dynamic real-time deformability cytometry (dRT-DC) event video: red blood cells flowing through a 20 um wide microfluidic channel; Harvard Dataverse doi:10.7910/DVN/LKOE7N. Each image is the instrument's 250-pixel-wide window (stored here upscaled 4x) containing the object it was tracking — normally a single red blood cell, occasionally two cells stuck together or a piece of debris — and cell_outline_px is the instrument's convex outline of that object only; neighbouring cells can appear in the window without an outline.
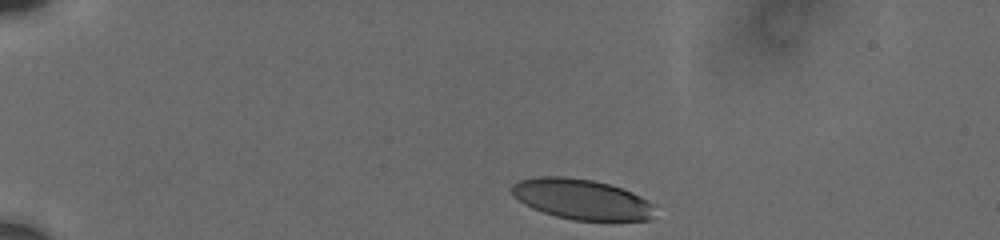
{"species": "human", "species_latin": "Homo sapiens", "temperature_condition": "cold", "stored_images_in_passage": 17, "camera_frame_rate_fps": 3000, "um_per_image_px": 0.085, "donor": {"sex": "male"}, "frame": {"image": 1, "passage_image": 1, "time_ms": 0.0, "image_size_px": [1000, 240], "cell_outline_px": [[652, 220], [572, 220], [556, 216], [532, 208], [524, 204], [512, 192], [512, 184], [520, 180], [536, 176], [564, 176], [592, 180], [608, 184], [632, 192], [648, 200], [652, 204]], "centroid_in_image_um": [49.42, 16.93], "position_along_channel_um": 35.6, "area_um2": 33.35}}
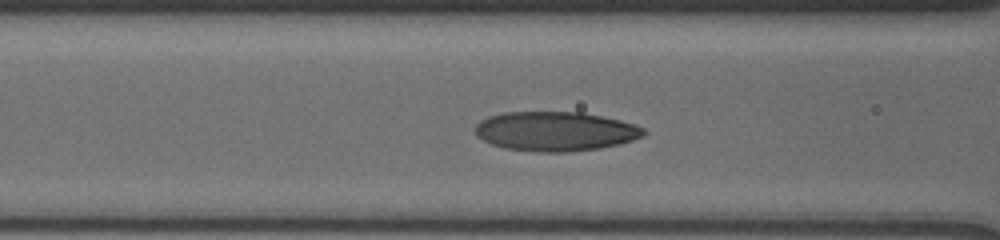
{"frame": {"image": 2, "passage_image": 10, "time_ms": 4.333, "image_size_px": [1000, 240], "cell_outline_px": [[648, 132], [644, 136], [620, 144], [600, 148], [568, 152], [536, 152], [504, 148], [492, 144], [476, 136], [476, 124], [480, 120], [488, 116], [504, 112], [580, 112], [620, 120], [636, 124], [644, 128]], "centroid_in_image_um": [47.22, 11.16], "position_along_channel_um": 119.4, "area_um2": 38.9}}
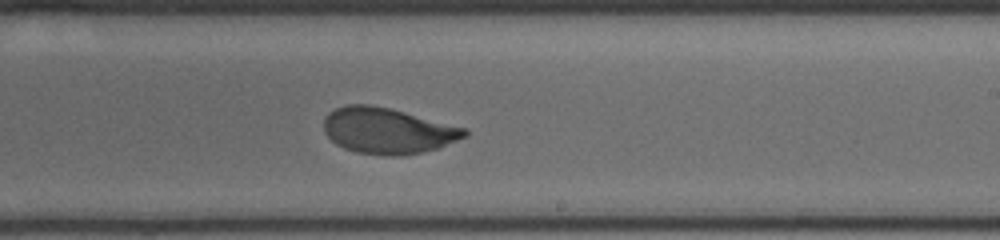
{"frame": {"image": 3, "passage_image": 17, "time_ms": 8.0, "image_size_px": [1000, 240], "cell_outline_px": [[468, 136], [440, 148], [400, 156], [384, 156], [356, 152], [344, 148], [336, 144], [324, 132], [324, 116], [328, 112], [336, 108], [348, 104], [372, 104], [468, 128]], "centroid_in_image_um": [32.96, 11.11], "position_along_channel_um": 256.0, "area_um2": 37.92}}